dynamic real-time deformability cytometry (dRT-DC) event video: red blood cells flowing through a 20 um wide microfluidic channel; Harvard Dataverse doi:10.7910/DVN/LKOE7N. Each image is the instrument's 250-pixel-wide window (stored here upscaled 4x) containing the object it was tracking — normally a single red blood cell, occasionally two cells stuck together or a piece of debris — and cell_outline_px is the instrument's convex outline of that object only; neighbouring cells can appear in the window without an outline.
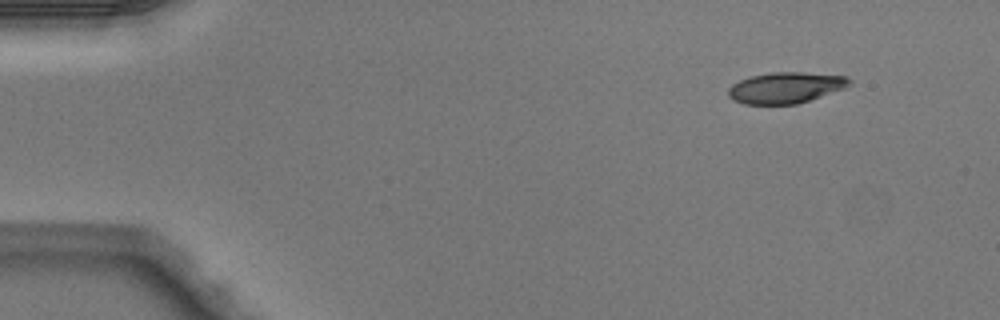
{"species": "Egyptian fruit bat (a non-hibernating species)", "species_latin": "Rousettus aegyptiacus", "temperature_condition": "warm", "stored_images_in_passage": 5, "camera_frame_rate_fps": 3000, "um_per_image_px": 0.085, "animal": {"sex": "male"}, "frame": {"image": 1, "passage_image": 1, "time_ms": 0.0, "image_size_px": [1000, 320], "cell_outline_px": [[852, 84], [844, 88], [796, 104], [744, 104], [732, 100], [728, 96], [728, 88], [732, 84], [748, 76], [772, 72], [804, 72], [848, 76], [852, 80]], "centroid_in_image_um": [66.76, 7.44], "position_along_channel_um": 18.2, "area_um2": 22.02}}
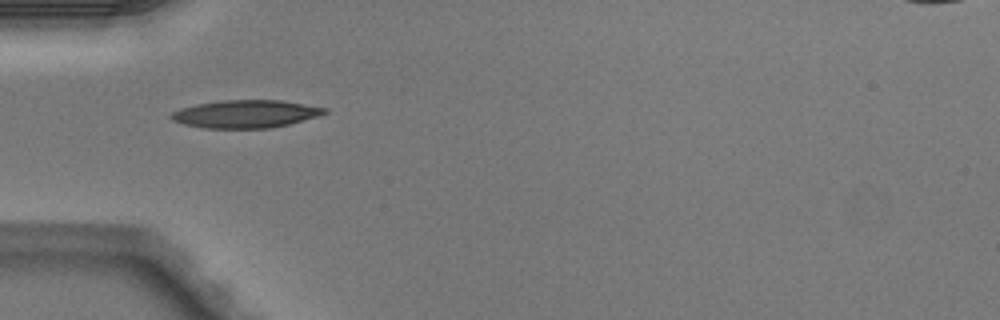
{"frame": {"image": 2, "passage_image": 4, "time_ms": 1.0, "image_size_px": [1000, 320], "cell_outline_px": [[328, 112], [316, 116], [288, 124], [272, 128], [204, 128], [184, 124], [172, 120], [168, 116], [172, 112], [180, 108], [196, 104], [220, 100], [280, 100], [328, 108]], "centroid_in_image_um": [20.84, 9.68], "position_along_channel_um": 64.2, "area_um2": 24.8}}
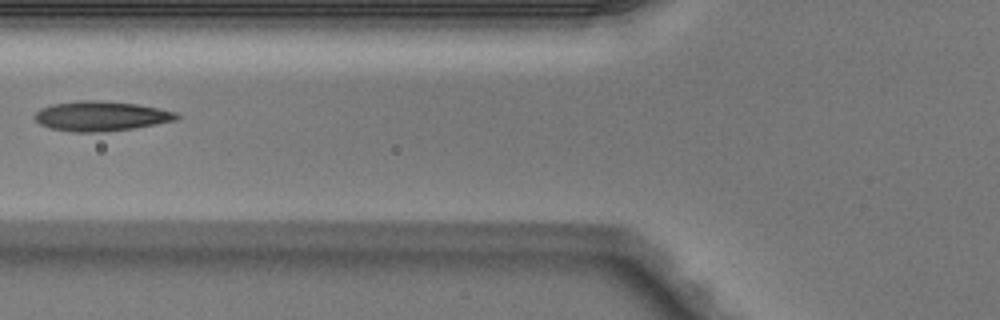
{"frame": {"image": 3, "passage_image": 5, "time_ms": 1.333, "image_size_px": [1000, 320], "cell_outline_px": [[180, 116], [176, 120], [132, 128], [100, 132], [72, 132], [48, 128], [40, 124], [32, 116], [40, 108], [52, 104], [76, 100], [92, 100], [136, 104], [160, 108], [176, 112]], "centroid_in_image_um": [8.53, 9.86], "position_along_channel_um": 117.3, "area_um2": 24.62}}